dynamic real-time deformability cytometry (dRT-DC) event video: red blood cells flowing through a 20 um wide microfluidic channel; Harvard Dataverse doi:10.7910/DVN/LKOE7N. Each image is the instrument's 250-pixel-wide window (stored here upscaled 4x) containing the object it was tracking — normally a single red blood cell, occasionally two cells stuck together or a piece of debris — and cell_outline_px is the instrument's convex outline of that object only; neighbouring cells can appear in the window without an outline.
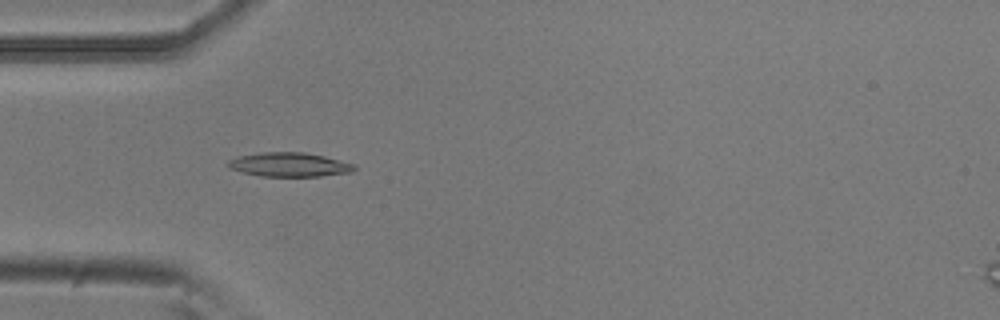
{"species": "common noctule bat (a hibernating species)", "species_latin": "Nyctalus noctula", "temperature_condition": "room temperature", "stored_images_in_passage": 37, "camera_frame_rate_fps": 3000, "um_per_image_px": 0.085, "animal": {"sex": "male", "body_mass_g": 20.5, "forearm_length_mm": 52.5}, "frame": {"image": 1, "passage_image": 8, "time_ms": 2.333, "image_size_px": [1000, 320], "cell_outline_px": [[356, 168], [352, 172], [320, 176], [260, 176], [228, 168], [224, 164], [228, 160], [240, 156], [264, 152], [304, 152], [324, 156], [356, 164]], "centroid_in_image_um": [24.59, 13.99], "position_along_channel_um": 60.4, "area_um2": 17.74}}
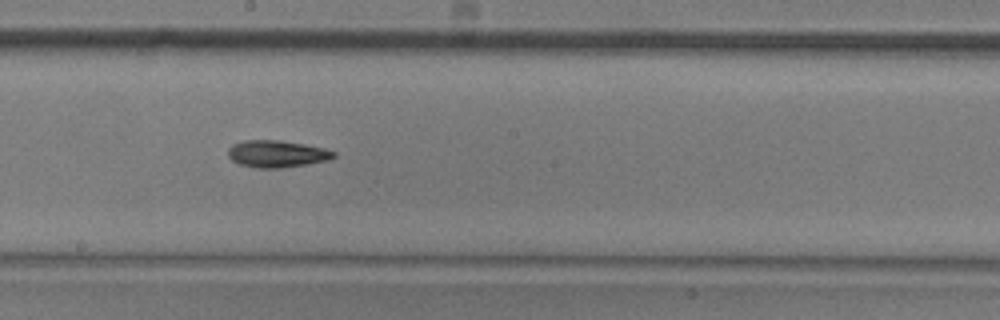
{"frame": {"image": 2, "passage_image": 21, "time_ms": 6.667, "image_size_px": [1000, 320], "cell_outline_px": [[336, 156], [328, 160], [308, 164], [280, 168], [256, 168], [240, 164], [232, 160], [228, 156], [228, 148], [232, 144], [244, 140], [280, 140], [304, 144], [324, 148], [336, 152]], "centroid_in_image_um": [23.53, 13.07], "position_along_channel_um": 224.7, "area_um2": 16.7}}
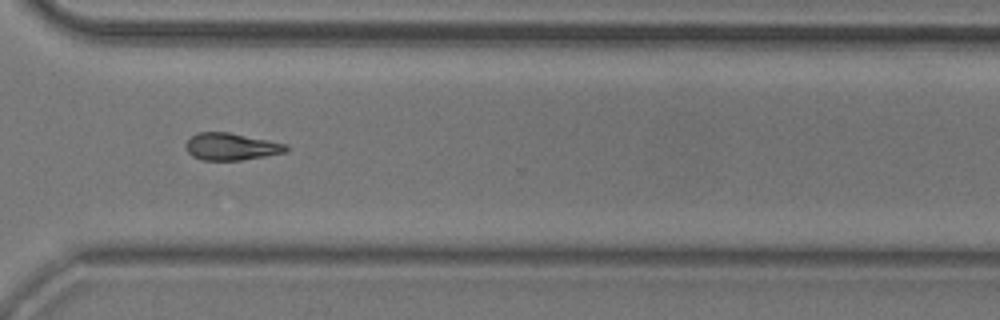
{"frame": {"image": 3, "passage_image": 31, "time_ms": 10.0, "image_size_px": [1000, 320], "cell_outline_px": [[288, 152], [240, 160], [204, 160], [192, 156], [184, 148], [184, 144], [196, 132], [228, 132], [288, 144]], "centroid_in_image_um": [19.64, 12.46], "position_along_channel_um": 351.0, "area_um2": 15.9}, "authors_computed_cell_mechanics": {"area_um2": 16.0684, "velocity_mm_per_s": 3.8082, "shape_relaxation_time_tau1_ms": 5.1108, "shape_relaxation_time_tau2_ms": null, "deformation_change_tau1": 0.1355, "deformation_change_tau2": null}}